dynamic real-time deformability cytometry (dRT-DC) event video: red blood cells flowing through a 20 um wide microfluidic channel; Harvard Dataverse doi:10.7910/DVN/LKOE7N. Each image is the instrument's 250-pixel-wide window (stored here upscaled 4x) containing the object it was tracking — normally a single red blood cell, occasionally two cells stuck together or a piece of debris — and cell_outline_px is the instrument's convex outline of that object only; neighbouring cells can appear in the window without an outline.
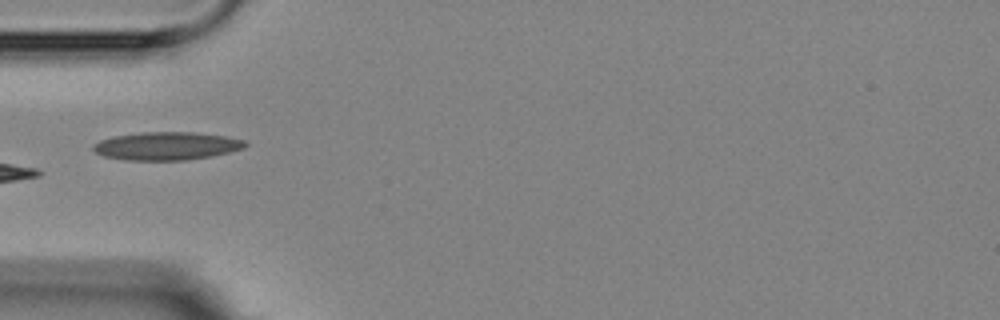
{"species": "Egyptian fruit bat (a non-hibernating species)", "species_latin": "Rousettus aegyptiacus", "temperature_condition": "room temperature", "stored_images_in_passage": 7, "camera_frame_rate_fps": 3000, "um_per_image_px": 0.085, "animal": {"sex": "female"}, "frame": {"image": 1, "passage_image": 3, "time_ms": 2.333, "image_size_px": [1000, 320], "cell_outline_px": [[248, 144], [244, 148], [212, 156], [188, 160], [124, 160], [104, 156], [96, 152], [92, 148], [92, 144], [100, 140], [112, 136], [140, 132], [196, 132], [224, 136], [244, 140]], "centroid_in_image_um": [14.14, 12.4], "position_along_channel_um": 70.9, "area_um2": 24.97}}
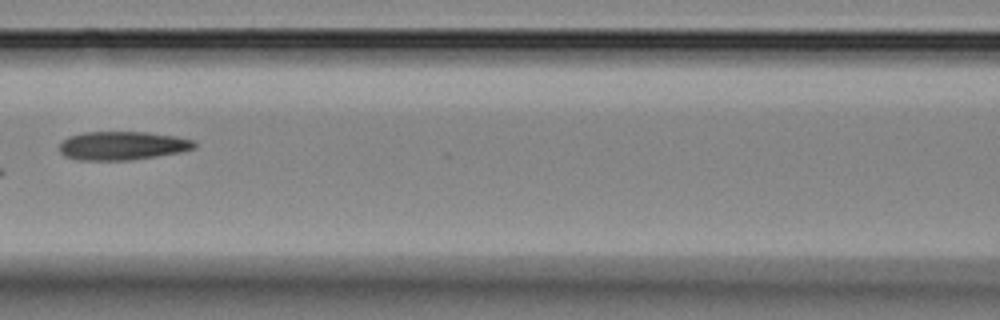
{"frame": {"image": 2, "passage_image": 5, "time_ms": 4.667, "image_size_px": [1000, 320], "cell_outline_px": [[196, 148], [180, 152], [132, 160], [76, 160], [64, 156], [60, 152], [60, 140], [68, 136], [84, 132], [148, 132], [176, 136], [196, 140]], "centroid_in_image_um": [10.4, 12.38], "position_along_channel_um": 156.2, "area_um2": 22.77}}
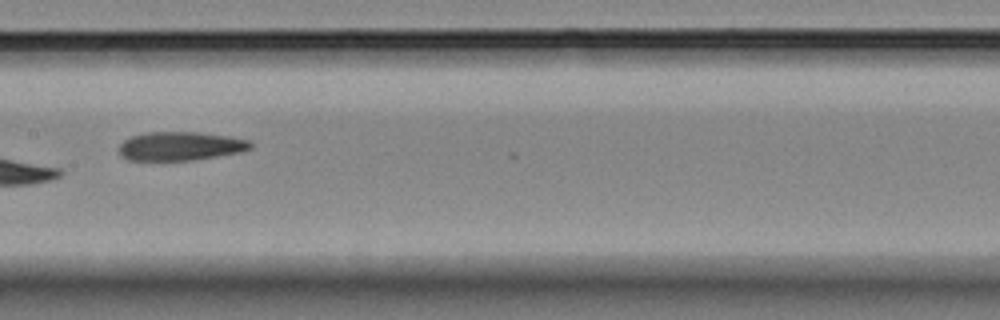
{"frame": {"image": 3, "passage_image": 6, "time_ms": 5.667, "image_size_px": [1000, 320], "cell_outline_px": [[252, 148], [240, 152], [192, 160], [128, 160], [120, 156], [120, 144], [124, 140], [132, 136], [144, 132], [200, 132], [228, 136], [248, 140], [252, 144]], "centroid_in_image_um": [15.31, 12.41], "position_along_channel_um": 192.1, "area_um2": 21.96}}